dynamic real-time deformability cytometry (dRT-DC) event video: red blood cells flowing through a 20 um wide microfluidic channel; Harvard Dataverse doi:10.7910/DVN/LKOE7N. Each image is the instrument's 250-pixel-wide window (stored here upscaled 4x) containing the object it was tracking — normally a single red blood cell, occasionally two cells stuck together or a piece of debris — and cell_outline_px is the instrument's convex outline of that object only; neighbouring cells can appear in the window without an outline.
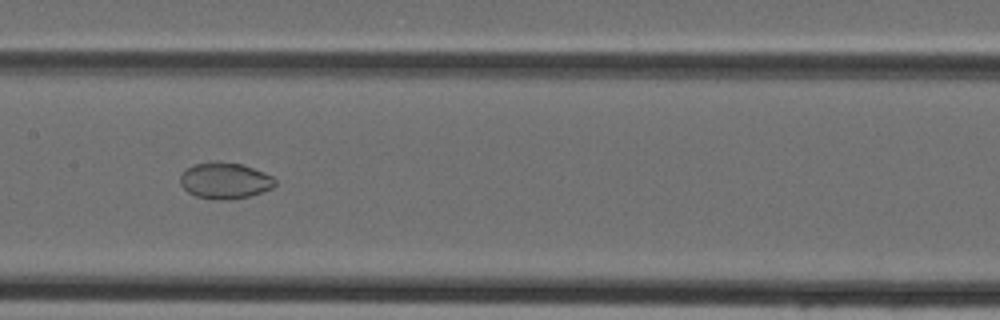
{"species": "Egyptian fruit bat (a non-hibernating species)", "species_latin": "Rousettus aegyptiacus", "temperature_condition": "cold", "stored_images_in_passage": 36, "camera_frame_rate_fps": 3000, "um_per_image_px": 0.085, "animal": {"sex": "female"}, "frame": {"image": 1, "passage_image": 13, "time_ms": 4.0, "image_size_px": [1000, 320], "cell_outline_px": [[276, 184], [272, 188], [248, 196], [228, 200], [220, 200], [196, 196], [188, 192], [180, 184], [180, 172], [192, 164], [216, 160], [240, 164], [264, 172], [272, 176], [276, 180]], "centroid_in_image_um": [19.08, 15.33], "position_along_channel_um": 188.3, "area_um2": 20.17}}
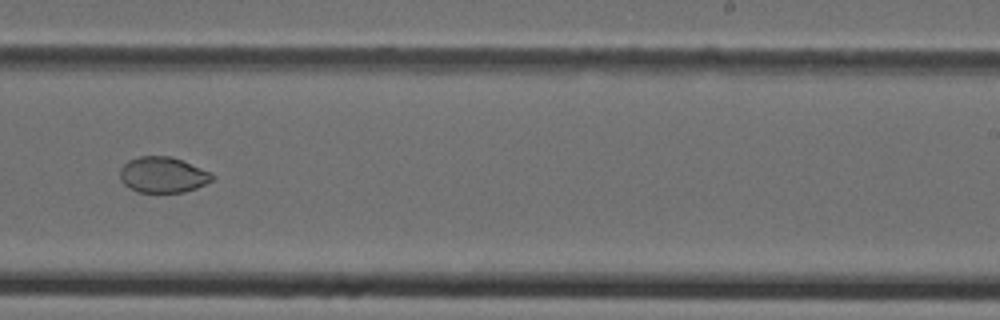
{"frame": {"image": 2, "passage_image": 19, "time_ms": 6.0, "image_size_px": [1000, 320], "cell_outline_px": [[212, 180], [196, 188], [184, 192], [136, 192], [124, 184], [120, 180], [120, 168], [128, 160], [140, 156], [172, 156], [212, 172]], "centroid_in_image_um": [13.82, 14.85], "position_along_channel_um": 275.2, "area_um2": 19.25}}
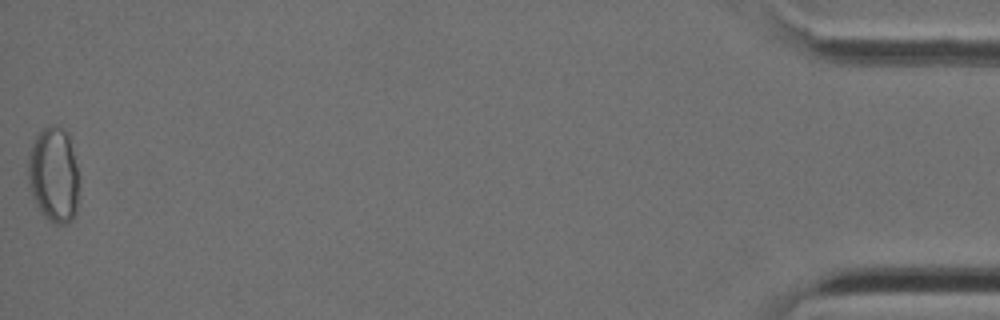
{"frame": {"image": 3, "passage_image": 36, "time_ms": 11.667, "image_size_px": [1000, 320], "cell_outline_px": [[76, 212], [72, 220], [64, 224], [56, 224], [48, 220], [40, 212], [32, 196], [28, 184], [28, 156], [36, 136], [44, 128], [52, 124], [68, 132], [76, 164]], "centroid_in_image_um": [4.53, 14.87], "position_along_channel_um": 430.7, "area_um2": 27.92}}